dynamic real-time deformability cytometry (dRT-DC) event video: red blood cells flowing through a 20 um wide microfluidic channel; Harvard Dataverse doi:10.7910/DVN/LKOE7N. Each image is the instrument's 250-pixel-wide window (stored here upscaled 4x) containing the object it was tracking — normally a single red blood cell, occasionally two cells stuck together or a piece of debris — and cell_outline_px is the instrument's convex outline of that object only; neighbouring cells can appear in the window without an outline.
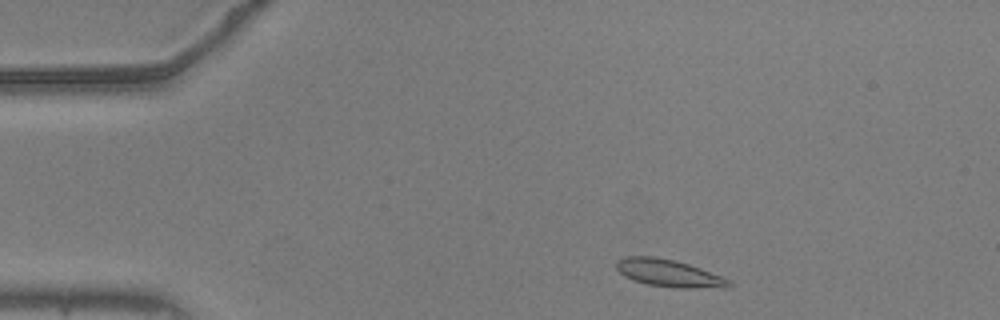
{"species": "common noctule bat (a hibernating species)", "species_latin": "Nyctalus noctula", "temperature_condition": "warm", "stored_images_in_passage": 48, "camera_frame_rate_fps": 3000, "um_per_image_px": 0.085, "animal": {"sex": "male", "body_mass_g": 20.5, "forearm_length_mm": 52.5}, "frame": {"image": 1, "passage_image": 2, "time_ms": 0.333, "image_size_px": [1000, 320], "cell_outline_px": [[732, 284], [728, 288], [676, 288], [648, 284], [632, 280], [624, 276], [616, 268], [616, 260], [624, 256], [652, 256], [672, 260], [688, 264], [700, 268], [732, 280]], "centroid_in_image_um": [56.86, 23.23], "position_along_channel_um": 28.1, "area_um2": 18.03}}
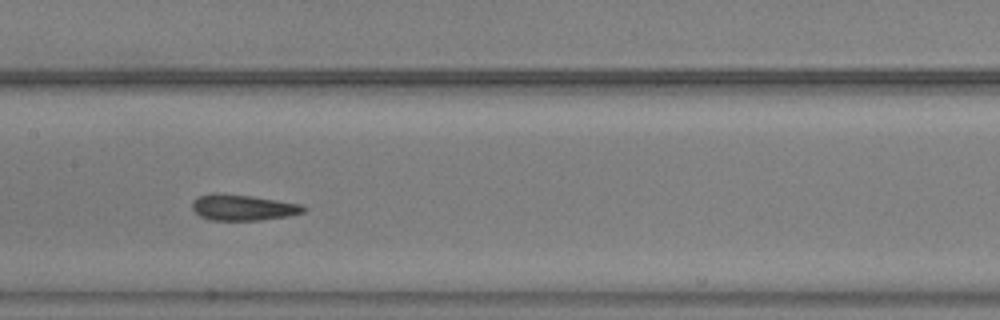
{"frame": {"image": 2, "passage_image": 20, "time_ms": 6.333, "image_size_px": [1000, 320], "cell_outline_px": [[308, 208], [304, 212], [288, 216], [260, 220], [212, 220], [200, 216], [192, 208], [192, 200], [196, 196], [212, 192], [252, 196], [300, 204]], "centroid_in_image_um": [20.61, 17.62], "position_along_channel_um": 186.8, "area_um2": 16.88}}
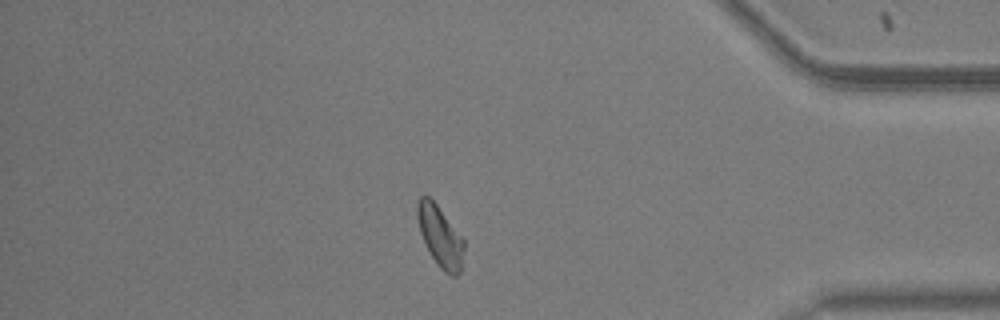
{"frame": {"image": 3, "passage_image": 40, "time_ms": 13.0, "image_size_px": [1000, 320], "cell_outline_px": [[464, 248], [460, 272], [456, 276], [452, 276], [444, 272], [432, 256], [420, 232], [416, 216], [416, 200], [420, 196], [428, 196], [436, 204], [464, 240]], "centroid_in_image_um": [37.39, 20.07], "position_along_channel_um": 397.8, "area_um2": 16.24}, "authors_computed_cell_mechanics": {"area_um2": 16.7909, "velocity_mm_per_s": 3.6591, "shape_relaxation_time_tau1_ms": 6.6777, "shape_relaxation_time_tau2_ms": 1.6124, "deformation_change_tau1": 0.1304, "deformation_change_tau2": 0.0649}}